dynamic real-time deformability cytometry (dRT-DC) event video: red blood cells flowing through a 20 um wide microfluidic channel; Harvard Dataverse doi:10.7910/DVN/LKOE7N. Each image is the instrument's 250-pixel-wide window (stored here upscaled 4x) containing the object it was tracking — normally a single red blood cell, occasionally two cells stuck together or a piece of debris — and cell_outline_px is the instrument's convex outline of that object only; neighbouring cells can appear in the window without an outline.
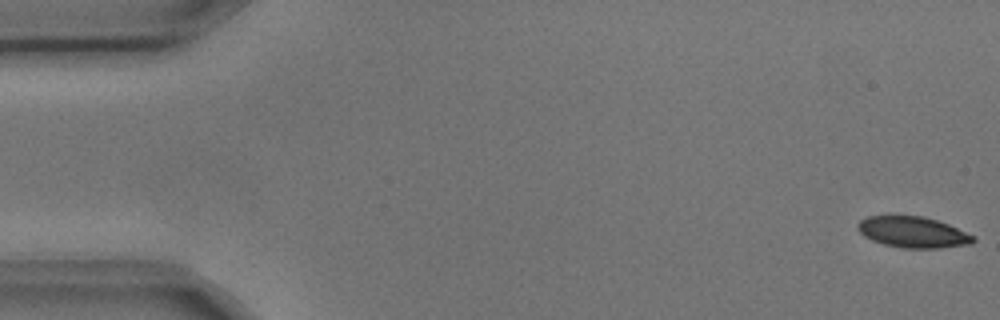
{"species": "common noctule bat (a hibernating species)", "species_latin": "Nyctalus noctula", "temperature_condition": "cold", "stored_images_in_passage": 5, "camera_frame_rate_fps": 3000, "um_per_image_px": 0.085, "animal": {"sex": "male", "body_mass_g": 17.9, "forearm_length_mm": 54.2}, "frame": {"image": 1, "passage_image": 1, "time_ms": 0.0, "image_size_px": [1000, 320], "cell_outline_px": [[976, 240], [972, 244], [940, 248], [904, 248], [884, 244], [872, 240], [864, 236], [856, 228], [856, 224], [860, 220], [868, 216], [924, 216], [948, 224], [976, 236]], "centroid_in_image_um": [77.62, 19.74], "position_along_channel_um": 7.4, "area_um2": 20.98}}
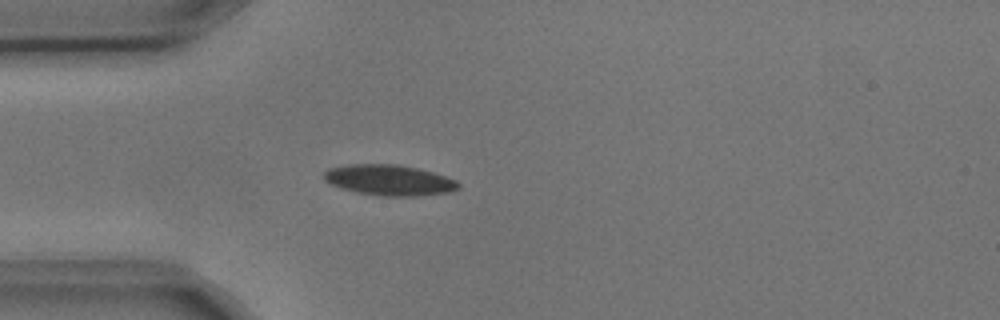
{"frame": {"image": 2, "passage_image": 5, "time_ms": 1.333, "image_size_px": [1000, 320], "cell_outline_px": [[460, 188], [452, 192], [416, 196], [384, 196], [356, 192], [340, 188], [324, 180], [324, 172], [328, 168], [348, 164], [396, 164], [416, 168], [432, 172], [456, 180], [460, 184]], "centroid_in_image_um": [33.09, 15.31], "position_along_channel_um": 51.9, "area_um2": 24.04}}